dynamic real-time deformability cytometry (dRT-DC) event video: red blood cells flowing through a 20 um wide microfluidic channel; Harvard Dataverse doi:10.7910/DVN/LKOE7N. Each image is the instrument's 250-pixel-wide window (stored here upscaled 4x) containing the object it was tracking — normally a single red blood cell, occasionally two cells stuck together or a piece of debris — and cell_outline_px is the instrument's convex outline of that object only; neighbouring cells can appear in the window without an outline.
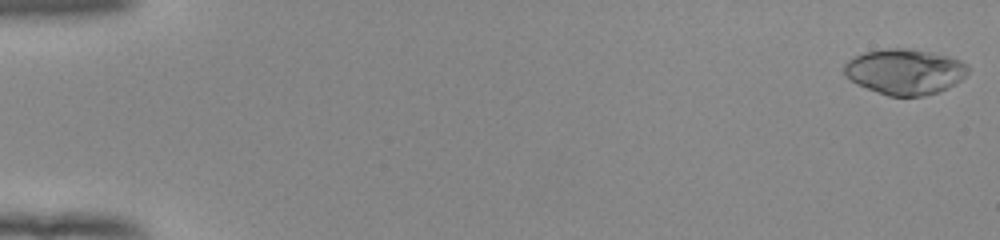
{"species": "human", "species_latin": "Homo sapiens", "temperature_condition": "room temperature", "stored_images_in_passage": 53, "camera_frame_rate_fps": 3000, "um_per_image_px": 0.085, "donor": {"sex": "female"}, "frame": {"image": 1, "passage_image": 1, "time_ms": 0.0, "image_size_px": [1000, 240], "cell_outline_px": [[968, 72], [956, 84], [940, 92], [924, 96], [888, 96], [856, 84], [844, 72], [844, 64], [848, 60], [864, 52], [884, 48], [904, 48], [928, 52], [948, 56], [960, 60], [968, 64]], "centroid_in_image_um": [76.93, 6.1], "position_along_channel_um": 8.1, "area_um2": 32.83}}
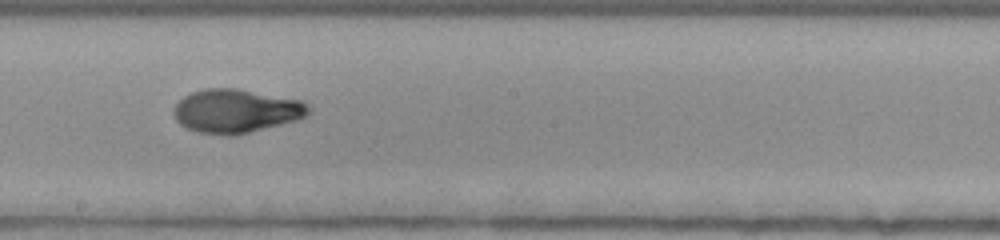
{"frame": {"image": 2, "passage_image": 31, "time_ms": 10.0, "image_size_px": [1000, 240], "cell_outline_px": [[312, 112], [308, 116], [296, 120], [232, 136], [228, 136], [196, 132], [180, 124], [176, 120], [172, 112], [176, 104], [184, 96], [192, 92], [204, 88], [236, 88], [304, 100], [312, 108]], "centroid_in_image_um": [20.1, 9.42], "position_along_channel_um": 228.1, "area_um2": 34.62}}
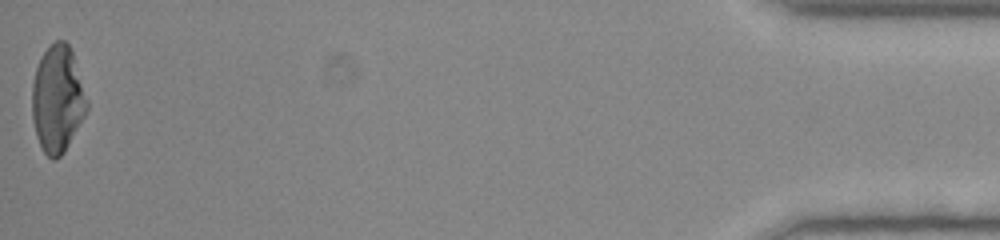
{"frame": {"image": 3, "passage_image": 53, "time_ms": 17.333, "image_size_px": [1000, 240], "cell_outline_px": [[88, 108], [84, 116], [64, 152], [56, 160], [52, 160], [44, 152], [36, 136], [32, 120], [32, 84], [36, 68], [44, 52], [56, 40], [64, 40], [68, 44], [72, 52], [88, 100]], "centroid_in_image_um": [4.88, 8.44], "position_along_channel_um": 430.3, "area_um2": 33.93}, "authors_computed_cell_mechanics": {"area_um2": 33.0616, "velocity_mm_per_s": 3.959, "shape_relaxation_time_tau1_ms": 6.3274, "shape_relaxation_time_tau2_ms": null, "deformation_change_tau1": 0.2826, "deformation_change_tau2": null}}